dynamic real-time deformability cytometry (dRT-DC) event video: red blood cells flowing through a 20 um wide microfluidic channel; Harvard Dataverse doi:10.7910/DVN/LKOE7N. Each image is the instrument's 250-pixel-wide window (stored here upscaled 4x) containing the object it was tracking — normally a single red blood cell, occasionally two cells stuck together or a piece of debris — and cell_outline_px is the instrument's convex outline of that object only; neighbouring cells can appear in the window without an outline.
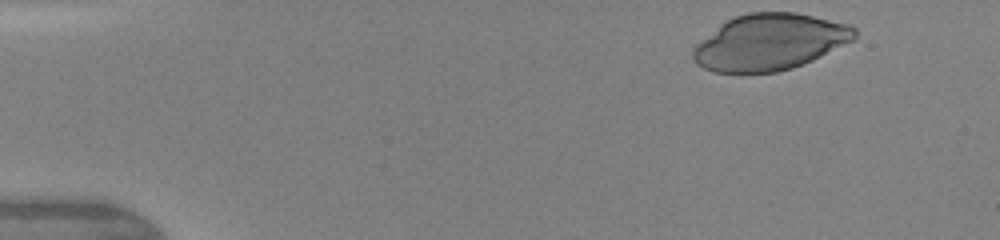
{"species": "human", "species_latin": "Homo sapiens", "temperature_condition": "warm", "stored_images_in_passage": 4, "camera_frame_rate_fps": 3000, "um_per_image_px": 0.085, "donor": {"sex": "female"}, "frame": {"image": 1, "passage_image": 1, "time_ms": 0.0, "image_size_px": [1000, 240], "cell_outline_px": [[856, 40], [812, 60], [792, 68], [776, 72], [712, 72], [696, 64], [692, 60], [692, 48], [696, 44], [720, 24], [736, 16], [748, 12], [796, 12], [848, 24], [856, 28]], "centroid_in_image_um": [65.43, 3.58], "position_along_channel_um": 19.6, "area_um2": 53.0}}